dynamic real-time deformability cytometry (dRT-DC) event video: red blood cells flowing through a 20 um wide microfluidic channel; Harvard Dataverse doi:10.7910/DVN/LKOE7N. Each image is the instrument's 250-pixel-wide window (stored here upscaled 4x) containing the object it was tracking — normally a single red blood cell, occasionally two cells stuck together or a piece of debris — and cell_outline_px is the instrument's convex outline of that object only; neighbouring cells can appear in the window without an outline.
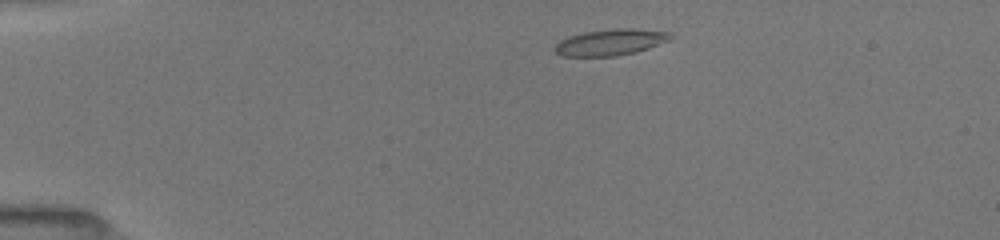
{"species": "common noctule bat (a hibernating species)", "species_latin": "Nyctalus noctula", "temperature_condition": "room temperature", "stored_images_in_passage": 44, "camera_frame_rate_fps": 3000, "um_per_image_px": 0.085, "animal": {"sex": "female", "body_mass_g": 19.5, "forearm_length_mm": 54.1}, "frame": {"image": 1, "passage_image": 3, "time_ms": 0.667, "image_size_px": [1000, 240], "cell_outline_px": [[672, 40], [636, 52], [616, 56], [560, 56], [556, 52], [556, 44], [560, 40], [568, 36], [584, 32], [612, 28], [632, 28], [672, 32]], "centroid_in_image_um": [51.94, 3.58], "position_along_channel_um": 33.1, "area_um2": 17.86}}
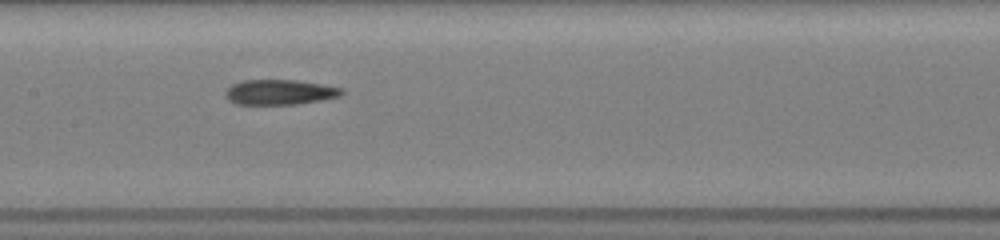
{"frame": {"image": 2, "passage_image": 19, "time_ms": 6.0, "image_size_px": [1000, 240], "cell_outline_px": [[344, 92], [340, 96], [320, 100], [296, 104], [236, 104], [228, 100], [224, 96], [224, 92], [232, 84], [240, 80], [296, 80], [344, 88]], "centroid_in_image_um": [23.74, 7.83], "position_along_channel_um": 183.7, "area_um2": 17.05}}
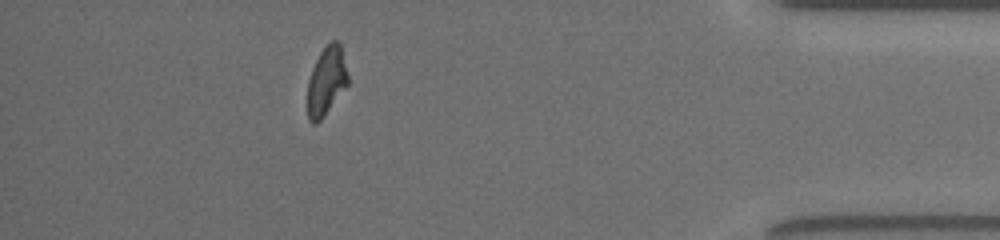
{"frame": {"image": 3, "passage_image": 39, "time_ms": 12.667, "image_size_px": [1000, 240], "cell_outline_px": [[348, 84], [324, 116], [316, 124], [312, 124], [308, 120], [308, 80], [312, 68], [320, 52], [332, 40], [336, 40], [340, 44], [348, 76]], "centroid_in_image_um": [27.73, 6.91], "position_along_channel_um": 407.5, "area_um2": 15.95}, "authors_computed_cell_mechanics": {"area_um2": 17.1377, "velocity_mm_per_s": 3.9793, "shape_relaxation_time_tau1_ms": 7.0191, "shape_relaxation_time_tau2_ms": 2.2601, "deformation_change_tau1": 0.2361, "deformation_change_tau2": 0.0998}}